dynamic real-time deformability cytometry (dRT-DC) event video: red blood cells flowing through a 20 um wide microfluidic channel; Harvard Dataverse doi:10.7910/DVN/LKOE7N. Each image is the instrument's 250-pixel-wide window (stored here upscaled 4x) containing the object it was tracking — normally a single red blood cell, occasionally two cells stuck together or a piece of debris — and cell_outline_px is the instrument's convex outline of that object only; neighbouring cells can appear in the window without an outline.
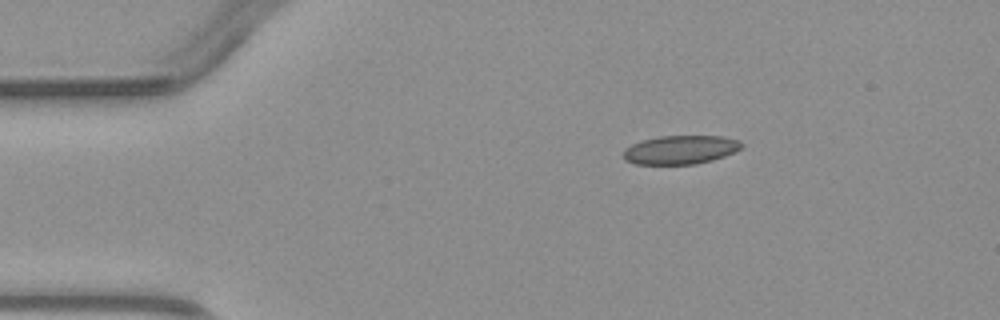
{"species": "common noctule bat (a hibernating species)", "species_latin": "Nyctalus noctula", "temperature_condition": "warm", "stored_images_in_passage": 2, "camera_frame_rate_fps": 3000, "um_per_image_px": 0.085, "animal": {"sex": "male", "body_mass_g": 23.1, "forearm_length_mm": 52.7}, "frame": {"image": 1, "passage_image": 1, "time_ms": 0.0, "image_size_px": [1000, 320], "cell_outline_px": [[744, 144], [740, 148], [724, 156], [712, 160], [696, 164], [636, 164], [624, 160], [624, 148], [640, 140], [660, 136], [720, 136], [740, 140]], "centroid_in_image_um": [57.81, 12.72], "position_along_channel_um": 27.2, "area_um2": 19.77}}